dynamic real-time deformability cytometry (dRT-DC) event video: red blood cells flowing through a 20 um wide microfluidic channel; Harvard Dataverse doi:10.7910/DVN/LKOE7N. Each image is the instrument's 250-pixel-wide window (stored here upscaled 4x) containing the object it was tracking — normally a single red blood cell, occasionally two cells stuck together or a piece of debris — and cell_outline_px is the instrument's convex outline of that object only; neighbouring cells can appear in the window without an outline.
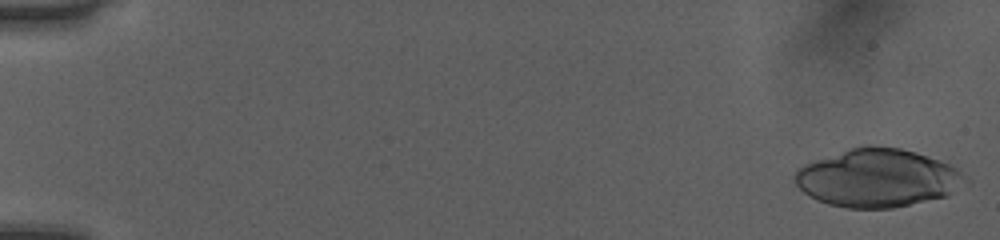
{"species": "human", "species_latin": "Homo sapiens", "temperature_condition": "room temperature", "stored_images_in_passage": 23, "camera_frame_rate_fps": 3000, "um_per_image_px": 0.085, "donor": {"sex": "female"}, "frame": {"image": 1, "passage_image": 1, "time_ms": 0.0, "image_size_px": [1000, 240], "cell_outline_px": [[972, 180], [968, 184], [948, 196], [892, 208], [848, 208], [828, 204], [816, 200], [804, 192], [796, 184], [792, 176], [804, 164], [848, 148], [864, 144], [868, 144], [900, 148], [916, 152], [940, 160], [956, 168]], "centroid_in_image_um": [74.64, 15.12], "position_along_channel_um": 10.4, "area_um2": 58.32}}
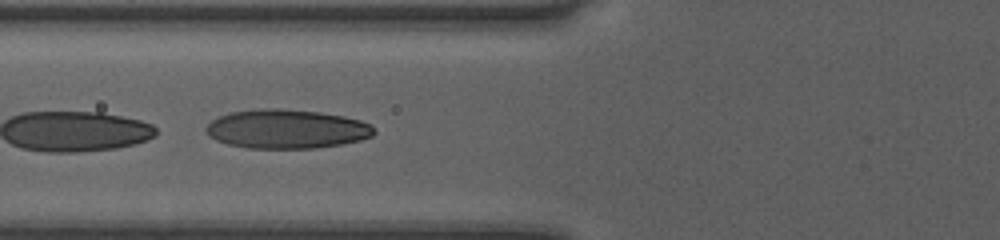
{"frame": {"image": 2, "passage_image": 21, "time_ms": 6.667, "image_size_px": [1000, 240], "cell_outline_px": [[376, 132], [372, 136], [360, 140], [340, 144], [316, 148], [248, 148], [228, 144], [216, 140], [208, 136], [204, 128], [212, 120], [220, 116], [232, 112], [260, 108], [276, 108], [320, 112], [344, 116], [360, 120], [368, 124]], "centroid_in_image_um": [24.33, 10.96], "position_along_channel_um": 101.5, "area_um2": 38.15}}